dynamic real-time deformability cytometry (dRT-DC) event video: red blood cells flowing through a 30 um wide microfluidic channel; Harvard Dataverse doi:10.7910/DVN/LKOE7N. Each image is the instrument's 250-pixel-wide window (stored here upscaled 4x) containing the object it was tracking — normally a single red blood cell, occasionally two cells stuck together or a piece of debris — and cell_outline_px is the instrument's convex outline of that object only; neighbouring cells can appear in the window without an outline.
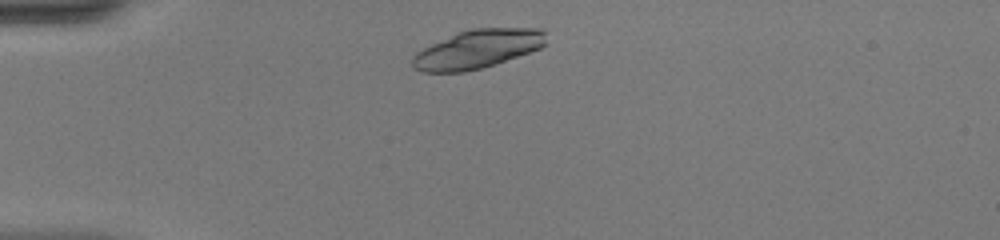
{"species": "common noctule bat (a hibernating species)", "species_latin": "Nyctalus noctula", "temperature_condition": "warm", "stored_images_in_passage": 37, "camera_frame_rate_fps": 3000, "um_per_image_px": 0.085, "animal": {"sex": "female", "body_mass_g": 20.0, "forearm_length_mm": 54.0}, "frame": {"image": 1, "passage_image": 1, "time_ms": 0.0, "image_size_px": [1000, 240], "cell_outline_px": [[548, 44], [540, 48], [480, 68], [464, 72], [424, 72], [412, 68], [412, 56], [416, 52], [456, 32], [468, 28], [540, 28], [544, 32]], "centroid_in_image_um": [40.57, 4.15], "position_along_channel_um": 44.4, "area_um2": 29.94}}